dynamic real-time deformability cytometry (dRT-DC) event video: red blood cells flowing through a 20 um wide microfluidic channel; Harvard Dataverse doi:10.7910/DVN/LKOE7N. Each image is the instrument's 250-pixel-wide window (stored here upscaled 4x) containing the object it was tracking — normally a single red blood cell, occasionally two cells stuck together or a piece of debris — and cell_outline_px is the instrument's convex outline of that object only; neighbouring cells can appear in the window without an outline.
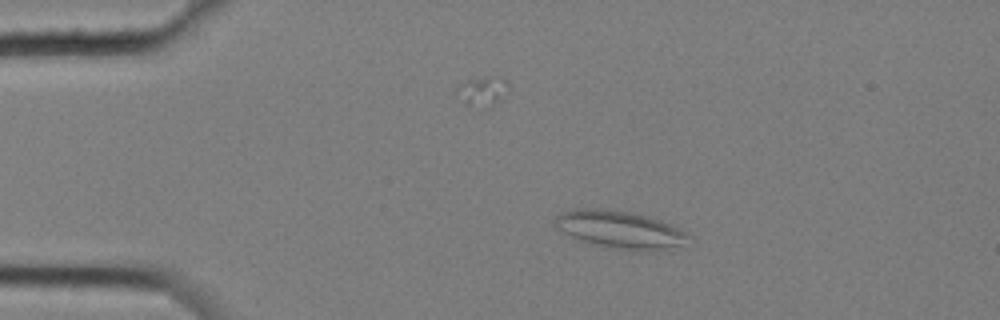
{"species": "common noctule bat (a hibernating species)", "species_latin": "Nyctalus noctula", "temperature_condition": "cold", "stored_images_in_passage": 6, "camera_frame_rate_fps": 3000, "um_per_image_px": 0.085, "animal": {"sex": "female", "body_mass_g": 25.1}, "frame": {"image": 1, "passage_image": 1, "time_ms": 0.0, "image_size_px": [1000, 320], "cell_outline_px": [[692, 236], [680, 244], [668, 248], [644, 252], [632, 252], [612, 248], [576, 240], [552, 228], [552, 220], [556, 216], [564, 212], [576, 208], [608, 208], [632, 212], [648, 216], [672, 224], [680, 228]], "centroid_in_image_um": [52.61, 19.51], "position_along_channel_um": 32.4, "area_um2": 30.06}}
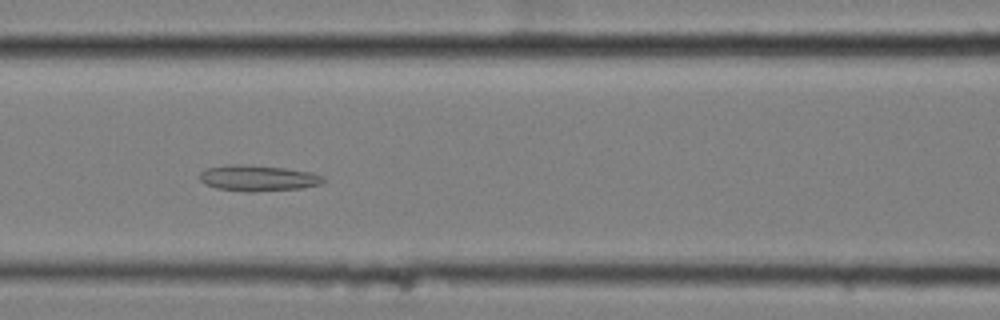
{"frame": {"image": 2, "passage_image": 5, "time_ms": 1.333, "image_size_px": [1000, 320], "cell_outline_px": [[328, 180], [320, 184], [300, 188], [252, 192], [248, 192], [216, 188], [204, 184], [200, 180], [200, 172], [208, 168], [228, 164], [244, 164], [284, 168], [312, 172], [324, 176]], "centroid_in_image_um": [21.94, 15.13], "position_along_channel_um": 144.7, "area_um2": 18.79}}
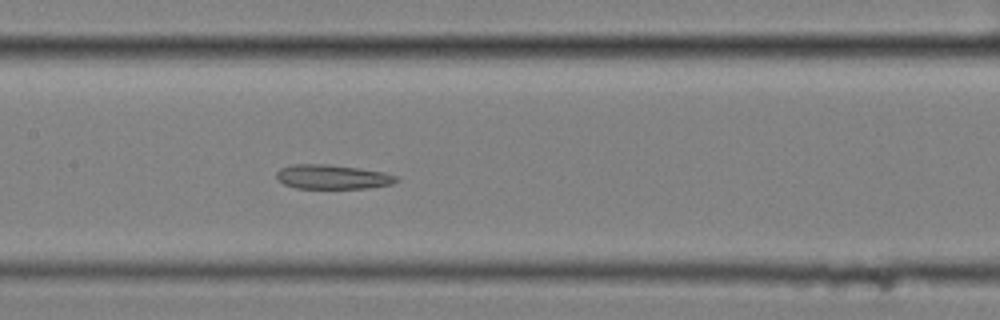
{"frame": {"image": 3, "passage_image": 6, "time_ms": 1.667, "image_size_px": [1000, 320], "cell_outline_px": [[400, 180], [392, 184], [368, 188], [296, 188], [284, 184], [276, 180], [276, 172], [280, 168], [292, 164], [328, 164], [360, 168], [384, 172], [396, 176]], "centroid_in_image_um": [28.24, 15.03], "position_along_channel_um": 179.2, "area_um2": 17.17}}